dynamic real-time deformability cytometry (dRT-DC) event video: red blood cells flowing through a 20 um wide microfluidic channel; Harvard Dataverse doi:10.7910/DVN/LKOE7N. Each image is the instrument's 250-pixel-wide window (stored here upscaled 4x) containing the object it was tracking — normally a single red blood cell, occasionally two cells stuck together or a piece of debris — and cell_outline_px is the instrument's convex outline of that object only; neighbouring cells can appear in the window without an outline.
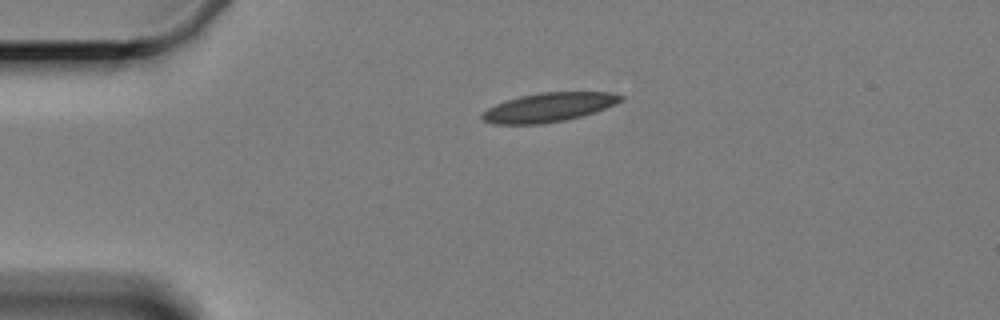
{"species": "Egyptian fruit bat (a non-hibernating species)", "species_latin": "Rousettus aegyptiacus", "temperature_condition": "cold", "stored_images_in_passage": 2, "camera_frame_rate_fps": 3000, "um_per_image_px": 0.085, "animal": {"sex": "female"}, "frame": {"image": 1, "passage_image": 1, "time_ms": 0.0, "image_size_px": [1000, 320], "cell_outline_px": [[624, 100], [616, 104], [580, 116], [564, 120], [540, 124], [492, 124], [484, 120], [480, 116], [488, 108], [496, 104], [520, 96], [540, 92], [612, 92], [624, 96]], "centroid_in_image_um": [46.65, 9.11], "position_along_channel_um": 38.3, "area_um2": 23.24}}